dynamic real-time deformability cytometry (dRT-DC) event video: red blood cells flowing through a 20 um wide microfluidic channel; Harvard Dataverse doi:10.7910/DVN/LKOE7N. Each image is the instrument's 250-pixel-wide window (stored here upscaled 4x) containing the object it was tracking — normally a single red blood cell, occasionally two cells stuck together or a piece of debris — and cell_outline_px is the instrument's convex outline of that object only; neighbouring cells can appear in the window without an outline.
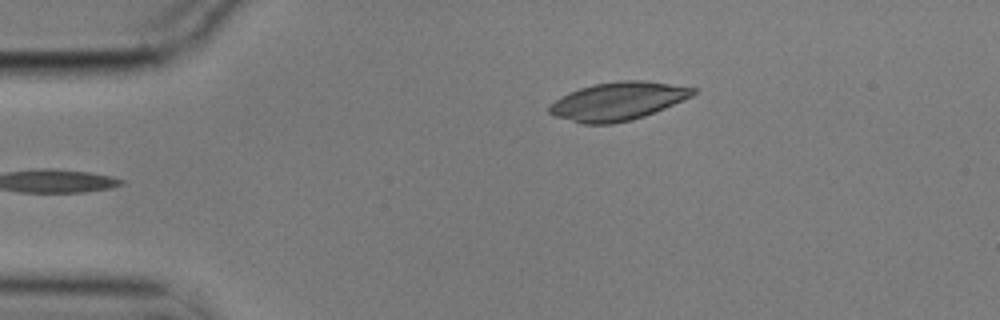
{"species": "common noctule bat (a hibernating species)", "species_latin": "Nyctalus noctula", "temperature_condition": "cold", "stored_images_in_passage": 4, "camera_frame_rate_fps": 3000, "um_per_image_px": 0.085, "animal": {"sex": "male", "body_mass_g": 17.9}, "frame": {"image": 1, "passage_image": 4, "time_ms": 1.0, "image_size_px": [1000, 320], "cell_outline_px": [[700, 88], [692, 96], [664, 108], [644, 116], [632, 120], [612, 124], [580, 124], [556, 116], [548, 112], [548, 108], [560, 96], [568, 92], [592, 84], [620, 80], [644, 80]], "centroid_in_image_um": [52.52, 8.59], "position_along_channel_um": 32.5, "area_um2": 32.08}}